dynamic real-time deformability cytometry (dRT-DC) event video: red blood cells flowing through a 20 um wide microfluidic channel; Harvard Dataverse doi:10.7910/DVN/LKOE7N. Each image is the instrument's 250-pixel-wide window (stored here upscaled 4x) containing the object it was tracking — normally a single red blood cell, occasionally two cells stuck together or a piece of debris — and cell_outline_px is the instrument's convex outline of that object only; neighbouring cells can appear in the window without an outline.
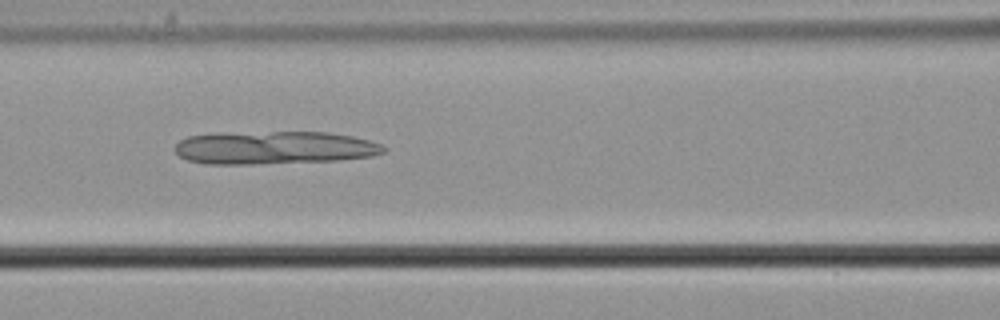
{"species": "common noctule bat (a hibernating species)", "species_latin": "Nyctalus noctula", "temperature_condition": "cold", "stored_images_in_passage": 55, "camera_frame_rate_fps": 3000, "um_per_image_px": 0.085, "animal": {"sex": "male", "body_mass_g": 21.5, "forearm_length_mm": 52.0}, "frame": {"image": 1, "passage_image": 24, "time_ms": 7.667, "image_size_px": [1000, 320], "cell_outline_px": [[388, 148], [384, 152], [372, 156], [340, 160], [256, 164], [204, 164], [188, 160], [180, 156], [176, 152], [176, 144], [180, 140], [188, 136], [220, 132], [328, 132], [352, 136], [368, 140], [380, 144]], "centroid_in_image_um": [23.3, 12.55], "position_along_channel_um": 143.3, "area_um2": 40.46}}
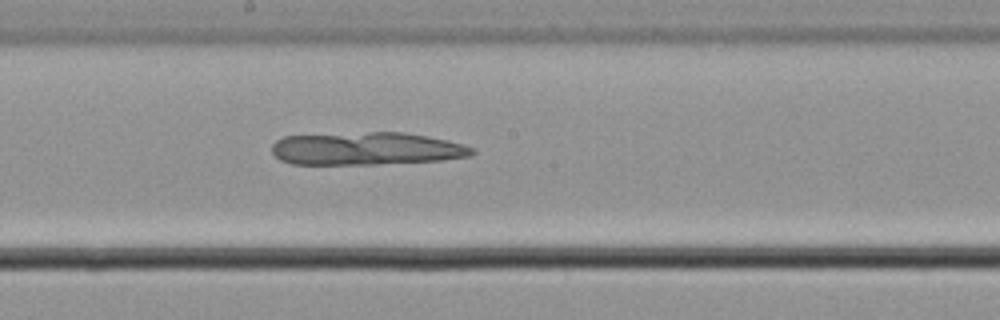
{"frame": {"image": 2, "passage_image": 30, "time_ms": 9.667, "image_size_px": [1000, 320], "cell_outline_px": [[476, 152], [468, 156], [440, 160], [376, 164], [292, 164], [280, 160], [272, 152], [272, 144], [276, 140], [284, 136], [368, 132], [404, 132], [428, 136], [448, 140], [464, 144], [476, 148]], "centroid_in_image_um": [31.16, 12.63], "position_along_channel_um": 217.0, "area_um2": 38.38}}
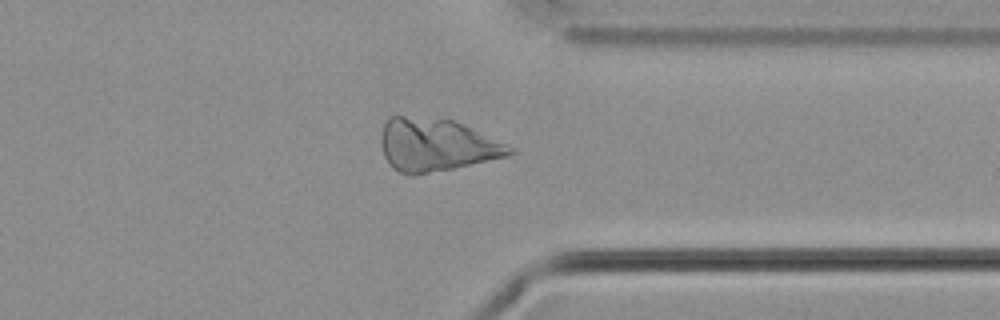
{"frame": {"image": 3, "passage_image": 43, "time_ms": 14.0, "image_size_px": [1000, 320], "cell_outline_px": [[516, 152], [508, 156], [452, 168], [412, 176], [400, 172], [392, 168], [384, 156], [380, 144], [380, 136], [384, 124], [388, 116], [404, 116], [452, 120], [508, 144], [516, 148]], "centroid_in_image_um": [37.06, 12.33], "position_along_channel_um": 374.3, "area_um2": 39.36}}